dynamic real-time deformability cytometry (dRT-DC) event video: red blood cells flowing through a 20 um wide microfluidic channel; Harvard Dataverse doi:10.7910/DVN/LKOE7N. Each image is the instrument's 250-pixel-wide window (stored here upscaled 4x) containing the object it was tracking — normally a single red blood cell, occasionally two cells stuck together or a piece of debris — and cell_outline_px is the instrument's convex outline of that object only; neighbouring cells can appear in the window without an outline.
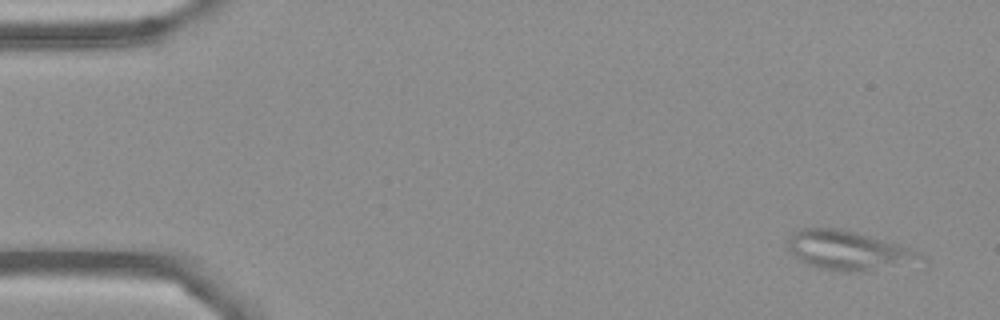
{"species": "Egyptian fruit bat (a non-hibernating species)", "species_latin": "Rousettus aegyptiacus", "temperature_condition": "cold", "stored_images_in_passage": 4, "camera_frame_rate_fps": 3000, "um_per_image_px": 0.085, "frame": {"image": 1, "passage_image": 1, "time_ms": 0.0, "image_size_px": [1000, 320], "cell_outline_px": [[928, 260], [860, 272], [840, 272], [816, 268], [808, 264], [796, 256], [788, 248], [788, 240], [800, 228], [840, 228], [856, 232], [900, 244], [924, 256]], "centroid_in_image_um": [72.12, 21.3], "position_along_channel_um": 12.9, "area_um2": 30.06}}
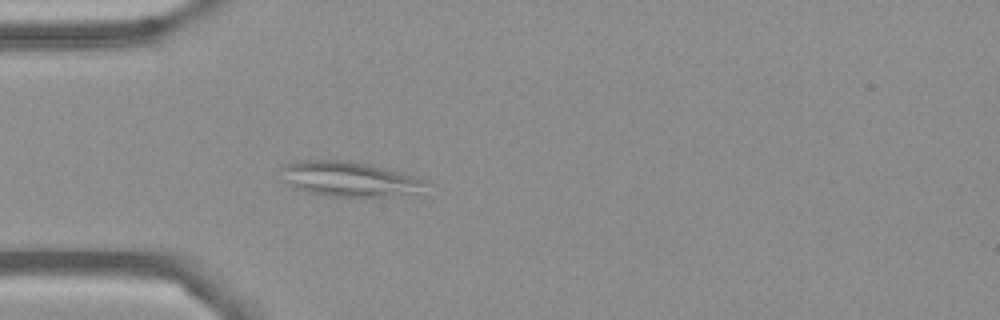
{"frame": {"image": 2, "passage_image": 4, "time_ms": 4.333, "image_size_px": [1000, 320], "cell_outline_px": [[428, 184], [416, 192], [388, 196], [328, 196], [308, 192], [296, 188], [284, 180], [280, 168], [284, 164], [300, 160], [352, 160], [372, 164], [428, 180]], "centroid_in_image_um": [29.67, 15.19], "position_along_channel_um": 55.3, "area_um2": 29.36}}